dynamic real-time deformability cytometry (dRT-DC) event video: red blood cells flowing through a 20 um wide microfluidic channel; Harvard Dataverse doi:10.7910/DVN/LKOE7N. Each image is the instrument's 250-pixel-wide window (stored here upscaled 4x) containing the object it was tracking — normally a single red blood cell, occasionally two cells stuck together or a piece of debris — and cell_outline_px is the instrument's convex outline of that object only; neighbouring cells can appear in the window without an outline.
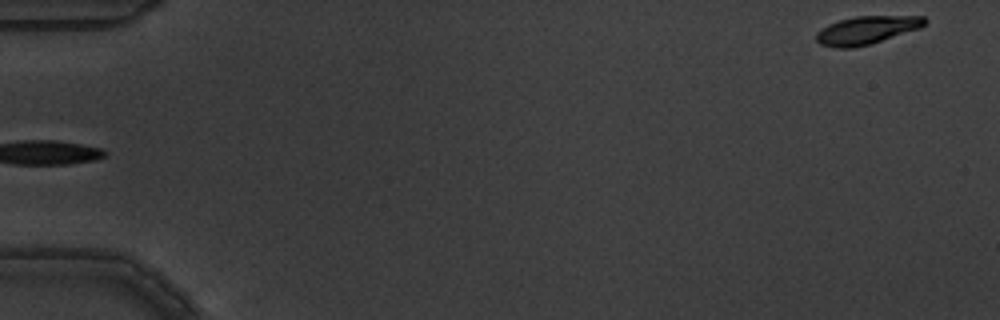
{"species": "common noctule bat (a hibernating species)", "species_latin": "Nyctalus noctula", "temperature_condition": "warm", "stored_images_in_passage": 5, "segment_of_instrument_passage": [2, 2], "camera_frame_rate_fps": 3000, "um_per_image_px": 0.085, "animal": {"sex": "male", "body_mass_g": 19.5, "forearm_length_mm": 54.6}, "frame": {"image": 1, "passage_image": 5, "time_ms": 1.333, "image_size_px": [1000, 320], "cell_outline_px": [[928, 20], [920, 28], [868, 44], [852, 48], [836, 48], [820, 44], [816, 40], [816, 32], [828, 24], [840, 20], [856, 16], [924, 16]], "centroid_in_image_um": [73.64, 2.55], "position_along_channel_um": 11.4, "area_um2": 17.51}}